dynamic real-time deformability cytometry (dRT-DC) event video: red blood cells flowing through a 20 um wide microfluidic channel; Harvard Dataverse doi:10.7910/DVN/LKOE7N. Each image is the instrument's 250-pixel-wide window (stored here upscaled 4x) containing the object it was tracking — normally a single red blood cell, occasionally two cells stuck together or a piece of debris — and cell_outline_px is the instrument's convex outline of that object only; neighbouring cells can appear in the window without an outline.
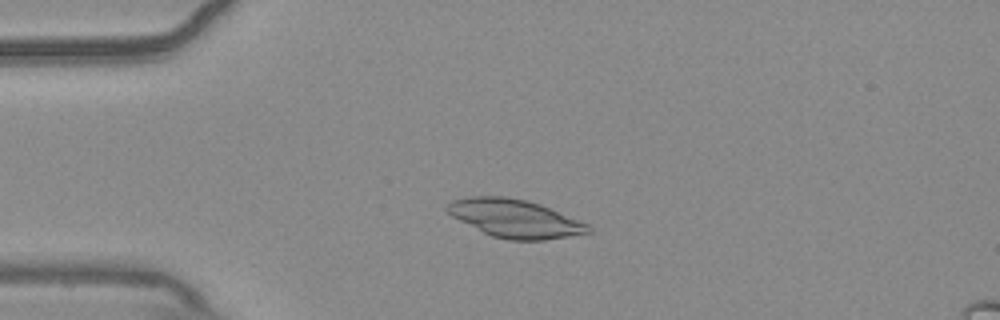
{"species": "common noctule bat (a hibernating species)", "species_latin": "Nyctalus noctula", "temperature_condition": "warm", "stored_images_in_passage": 25, "camera_frame_rate_fps": 3000, "um_per_image_px": 0.085, "animal": {"sex": "male", "body_mass_g": 20.4}, "frame": {"image": 1, "passage_image": 14, "time_ms": 4.333, "image_size_px": [1000, 320], "cell_outline_px": [[592, 232], [544, 240], [508, 240], [492, 236], [452, 216], [444, 208], [452, 200], [472, 196], [504, 196], [528, 200], [540, 204], [588, 224], [592, 228]], "centroid_in_image_um": [43.77, 18.56], "position_along_channel_um": 41.2, "area_um2": 31.04}}
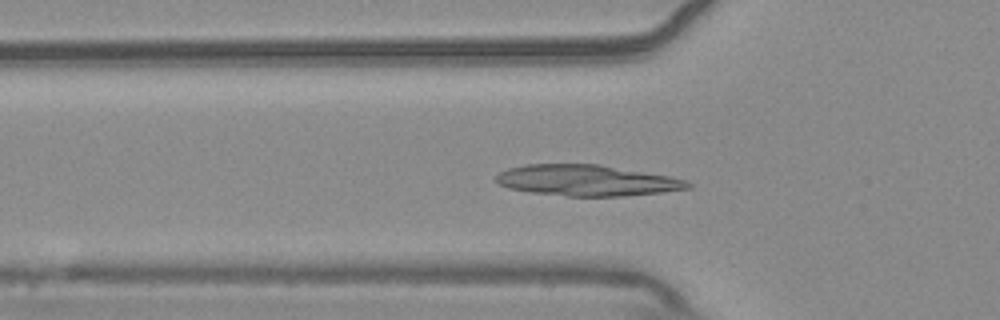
{"frame": {"image": 2, "passage_image": 19, "time_ms": 6.0, "image_size_px": [1000, 320], "cell_outline_px": [[692, 188], [660, 192], [624, 196], [568, 196], [532, 192], [508, 188], [500, 184], [496, 180], [496, 176], [500, 172], [508, 168], [524, 164], [600, 164], [668, 176], [684, 180], [692, 184]], "centroid_in_image_um": [49.86, 15.33], "position_along_channel_um": 75.9, "area_um2": 34.39}}
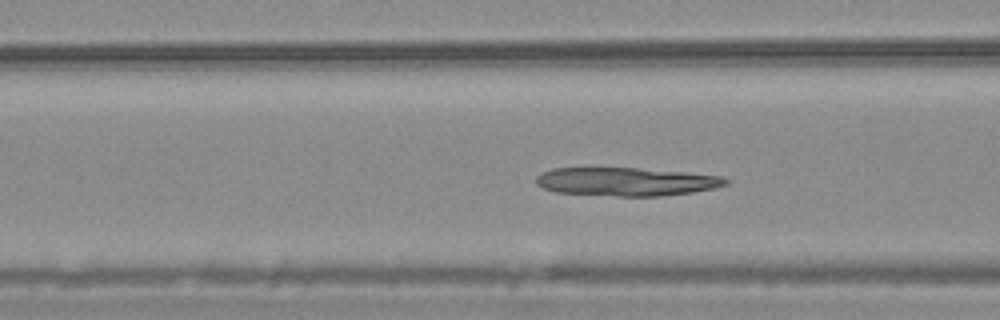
{"frame": {"image": 3, "passage_image": 22, "time_ms": 7.0, "image_size_px": [1000, 320], "cell_outline_px": [[732, 180], [728, 184], [712, 188], [692, 192], [660, 196], [616, 196], [556, 192], [544, 188], [536, 184], [536, 176], [540, 172], [552, 168], [636, 168], [684, 172], [720, 176]], "centroid_in_image_um": [53.2, 15.44], "position_along_channel_um": 113.4, "area_um2": 31.33}}